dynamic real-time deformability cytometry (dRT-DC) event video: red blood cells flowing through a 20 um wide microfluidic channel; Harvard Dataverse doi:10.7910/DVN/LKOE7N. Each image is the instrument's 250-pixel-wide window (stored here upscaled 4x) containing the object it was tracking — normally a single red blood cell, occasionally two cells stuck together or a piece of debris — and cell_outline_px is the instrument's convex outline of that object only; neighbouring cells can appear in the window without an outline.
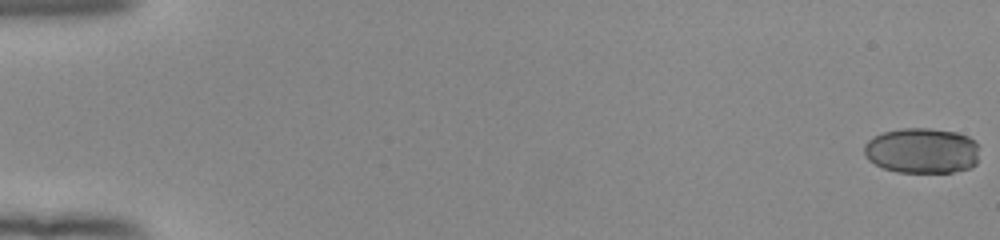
{"species": "human", "species_latin": "Homo sapiens", "temperature_condition": "room temperature", "stored_images_in_passage": 19, "camera_frame_rate_fps": 3000, "um_per_image_px": 0.085, "donor": {"sex": "female"}, "frame": {"image": 1, "passage_image": 1, "time_ms": 0.0, "image_size_px": [1000, 240], "cell_outline_px": [[976, 164], [968, 168], [952, 172], [896, 172], [884, 168], [868, 160], [864, 156], [864, 144], [872, 136], [884, 132], [900, 128], [928, 128], [956, 132], [968, 136], [976, 144]], "centroid_in_image_um": [78.3, 12.8], "position_along_channel_um": 6.7, "area_um2": 30.46}}
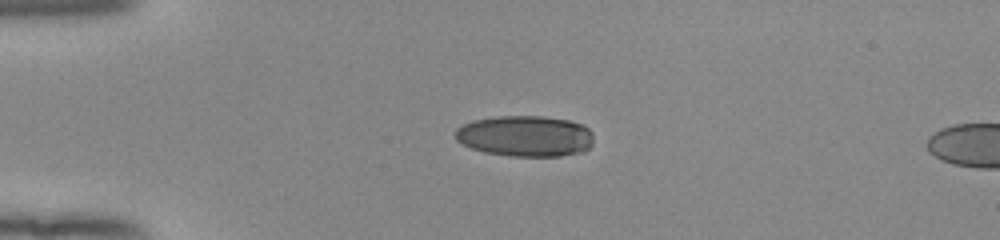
{"frame": {"image": 2, "passage_image": 15, "time_ms": 4.667, "image_size_px": [1000, 240], "cell_outline_px": [[592, 144], [584, 152], [560, 156], [508, 156], [484, 152], [460, 144], [456, 140], [456, 128], [472, 120], [496, 116], [544, 116], [568, 120], [584, 124], [592, 132]], "centroid_in_image_um": [44.65, 11.56], "position_along_channel_um": 40.4, "area_um2": 33.35}}